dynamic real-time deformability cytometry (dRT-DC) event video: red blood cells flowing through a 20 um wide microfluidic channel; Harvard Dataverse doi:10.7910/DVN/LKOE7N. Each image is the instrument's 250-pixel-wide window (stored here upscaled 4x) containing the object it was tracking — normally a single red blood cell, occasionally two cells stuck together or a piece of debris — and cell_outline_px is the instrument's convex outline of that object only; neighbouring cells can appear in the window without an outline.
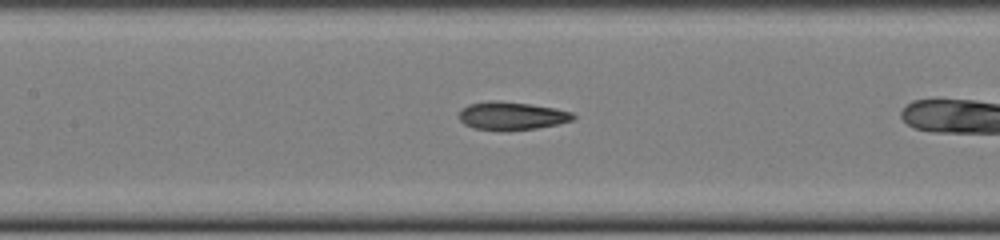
{"species": "common noctule bat (a hibernating species)", "species_latin": "Nyctalus noctula", "temperature_condition": "cold", "stored_images_in_passage": 24, "camera_frame_rate_fps": 3000, "um_per_image_px": 0.085, "animal": {"sex": "female", "body_mass_g": 22.0, "forearm_length_mm": 56.7}, "frame": {"image": 1, "passage_image": 8, "time_ms": 2.333, "image_size_px": [1000, 240], "cell_outline_px": [[576, 116], [572, 120], [556, 124], [536, 128], [472, 128], [464, 124], [460, 120], [460, 108], [468, 104], [488, 100], [500, 100], [556, 108], [572, 112]], "centroid_in_image_um": [43.47, 9.79], "position_along_channel_um": 163.9, "area_um2": 18.09}}
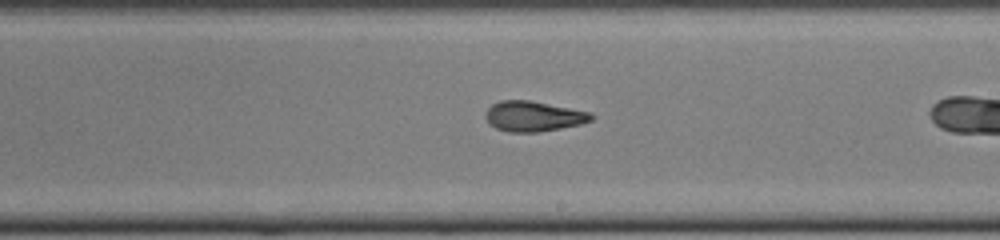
{"frame": {"image": 2, "passage_image": 14, "time_ms": 4.333, "image_size_px": [1000, 240], "cell_outline_px": [[596, 116], [592, 120], [580, 124], [540, 132], [508, 132], [496, 128], [488, 124], [484, 116], [484, 112], [492, 104], [500, 100], [528, 100], [592, 112]], "centroid_in_image_um": [45.32, 9.88], "position_along_channel_um": 243.7, "area_um2": 18.84}}
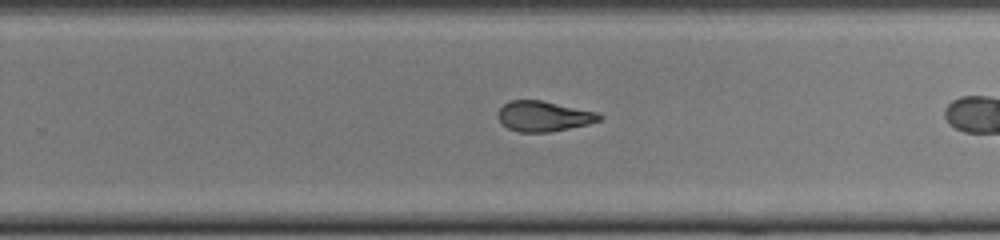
{"frame": {"image": 3, "passage_image": 17, "time_ms": 5.333, "image_size_px": [1000, 240], "cell_outline_px": [[604, 116], [600, 120], [588, 124], [548, 132], [520, 132], [508, 128], [496, 116], [496, 112], [508, 100], [540, 100], [600, 112]], "centroid_in_image_um": [46.22, 9.86], "position_along_channel_um": 283.6, "area_um2": 17.98}}